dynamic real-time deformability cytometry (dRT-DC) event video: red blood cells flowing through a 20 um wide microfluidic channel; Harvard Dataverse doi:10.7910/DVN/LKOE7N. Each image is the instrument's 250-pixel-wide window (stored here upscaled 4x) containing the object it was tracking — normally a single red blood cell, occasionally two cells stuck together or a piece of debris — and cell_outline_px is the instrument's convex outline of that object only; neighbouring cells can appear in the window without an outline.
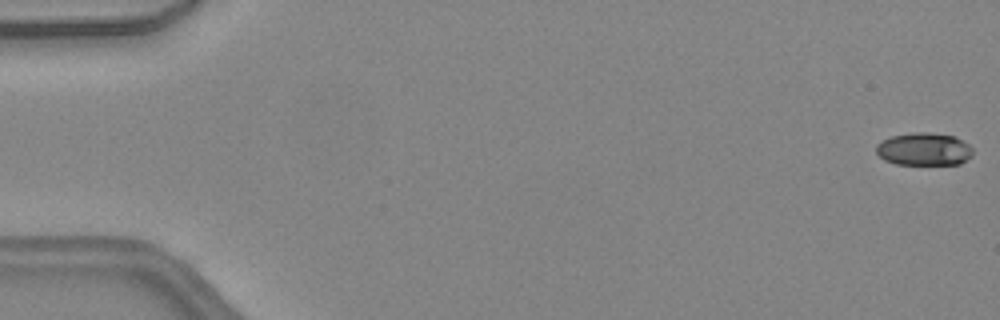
{"species": "common noctule bat (a hibernating species)", "species_latin": "Nyctalus noctula", "temperature_condition": "warm", "stored_images_in_passage": 42, "camera_frame_rate_fps": 3000, "um_per_image_px": 0.085, "animal": {"sex": "female", "body_mass_g": 24.6, "forearm_length_mm": 56.2}, "frame": {"image": 1, "passage_image": 1, "time_ms": 0.0, "image_size_px": [1000, 320], "cell_outline_px": [[972, 156], [960, 164], [896, 164], [884, 160], [876, 152], [876, 144], [880, 140], [892, 136], [912, 132], [928, 132], [952, 136], [968, 144], [972, 148]], "centroid_in_image_um": [78.5, 12.68], "position_along_channel_um": 6.5, "area_um2": 18.44}}
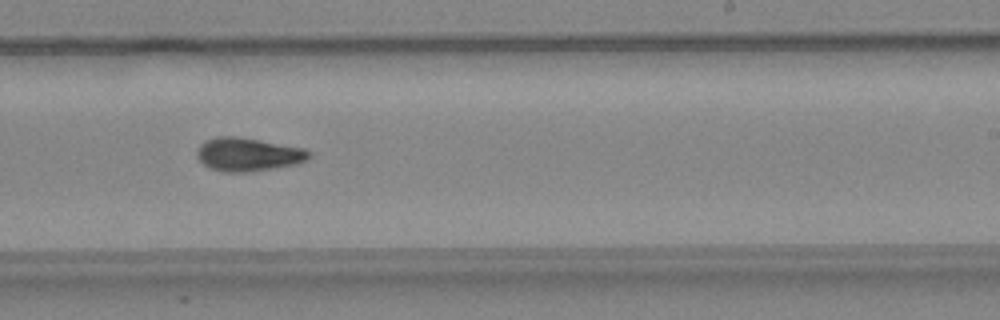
{"frame": {"image": 2, "passage_image": 29, "time_ms": 9.333, "image_size_px": [1000, 320], "cell_outline_px": [[312, 156], [308, 160], [296, 164], [276, 168], [248, 172], [224, 172], [208, 168], [196, 156], [196, 152], [200, 144], [216, 136], [236, 136], [260, 140], [304, 148]], "centroid_in_image_um": [21.08, 13.13], "position_along_channel_um": 267.9, "area_um2": 21.91}}
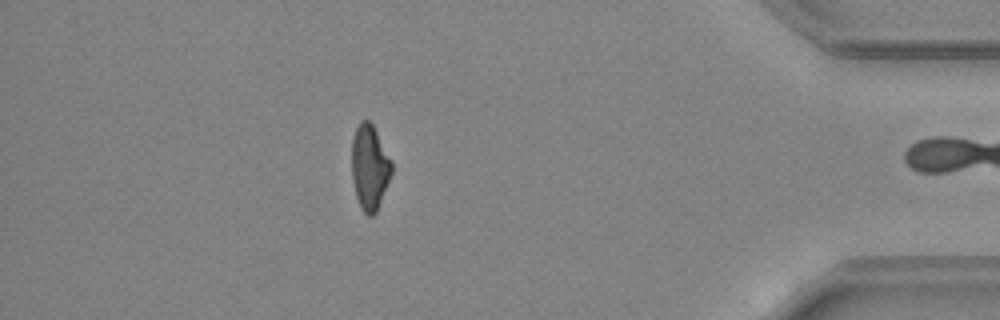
{"frame": {"image": 3, "passage_image": 41, "time_ms": 13.333, "image_size_px": [1000, 320], "cell_outline_px": [[392, 172], [376, 212], [372, 216], [368, 216], [360, 208], [356, 196], [352, 180], [352, 140], [356, 128], [360, 120], [368, 120], [372, 124], [392, 160]], "centroid_in_image_um": [31.41, 14.22], "position_along_channel_um": 403.8, "area_um2": 19.71}, "authors_computed_cell_mechanics": {"area_um2": 20.8947, "velocity_mm_per_s": 4.5367, "shape_relaxation_time_tau1_ms": null, "shape_relaxation_time_tau2_ms": 3.5821, "deformation_change_tau1": null, "deformation_change_tau2": 0.1108}}